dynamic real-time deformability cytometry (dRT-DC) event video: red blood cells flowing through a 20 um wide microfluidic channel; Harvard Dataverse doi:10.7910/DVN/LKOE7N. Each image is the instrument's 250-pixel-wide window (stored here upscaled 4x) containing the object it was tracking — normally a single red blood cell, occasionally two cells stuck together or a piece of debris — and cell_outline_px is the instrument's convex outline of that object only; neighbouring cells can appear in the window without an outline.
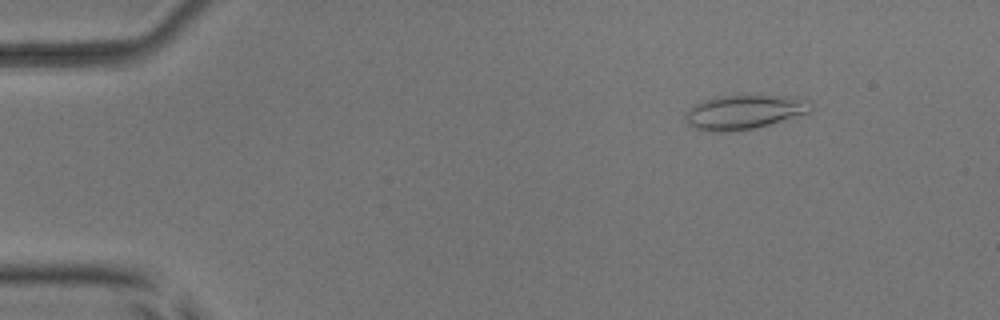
{"species": "common noctule bat (a hibernating species)", "species_latin": "Nyctalus noctula", "temperature_condition": "room temperature", "stored_images_in_passage": 5, "camera_frame_rate_fps": 3000, "um_per_image_px": 0.085, "animal": {"sex": "male", "body_mass_g": 17.9, "forearm_length_mm": 54.2}, "frame": {"image": 1, "passage_image": 2, "time_ms": 1.333, "image_size_px": [1000, 320], "cell_outline_px": [[812, 108], [808, 112], [756, 128], [724, 132], [712, 132], [696, 128], [688, 124], [684, 120], [684, 112], [696, 104], [704, 100], [716, 96], [796, 96], [808, 100]], "centroid_in_image_um": [63.21, 9.52], "position_along_channel_um": 21.8, "area_um2": 24.85}}